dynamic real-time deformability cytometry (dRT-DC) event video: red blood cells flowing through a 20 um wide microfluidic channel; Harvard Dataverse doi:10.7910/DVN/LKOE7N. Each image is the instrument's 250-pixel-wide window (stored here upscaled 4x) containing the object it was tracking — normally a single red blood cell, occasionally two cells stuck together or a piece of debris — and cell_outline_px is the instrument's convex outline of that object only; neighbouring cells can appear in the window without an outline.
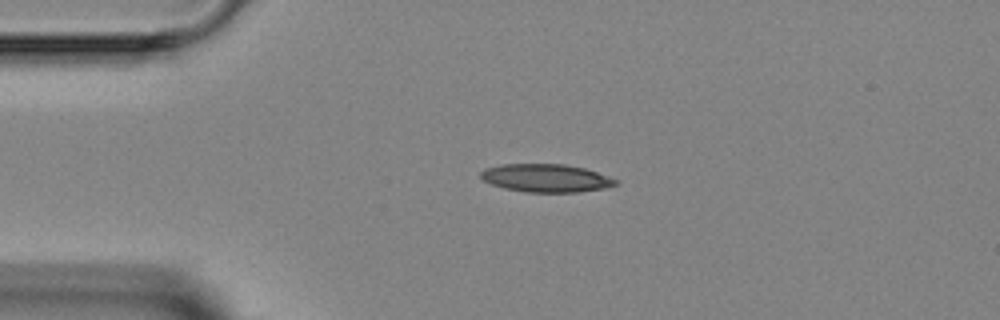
{"species": "Egyptian fruit bat (a non-hibernating species)", "species_latin": "Rousettus aegyptiacus", "temperature_condition": "room temperature", "stored_images_in_passage": 3, "camera_frame_rate_fps": 3000, "um_per_image_px": 0.085, "animal": {"sex": "female"}, "frame": {"image": 1, "passage_image": 3, "time_ms": 2.333, "image_size_px": [1000, 320], "cell_outline_px": [[620, 184], [608, 188], [576, 192], [528, 192], [504, 188], [492, 184], [484, 180], [480, 176], [480, 172], [484, 168], [500, 164], [564, 164], [584, 168], [620, 180]], "centroid_in_image_um": [46.45, 15.13], "position_along_channel_um": 38.5, "area_um2": 22.2}}